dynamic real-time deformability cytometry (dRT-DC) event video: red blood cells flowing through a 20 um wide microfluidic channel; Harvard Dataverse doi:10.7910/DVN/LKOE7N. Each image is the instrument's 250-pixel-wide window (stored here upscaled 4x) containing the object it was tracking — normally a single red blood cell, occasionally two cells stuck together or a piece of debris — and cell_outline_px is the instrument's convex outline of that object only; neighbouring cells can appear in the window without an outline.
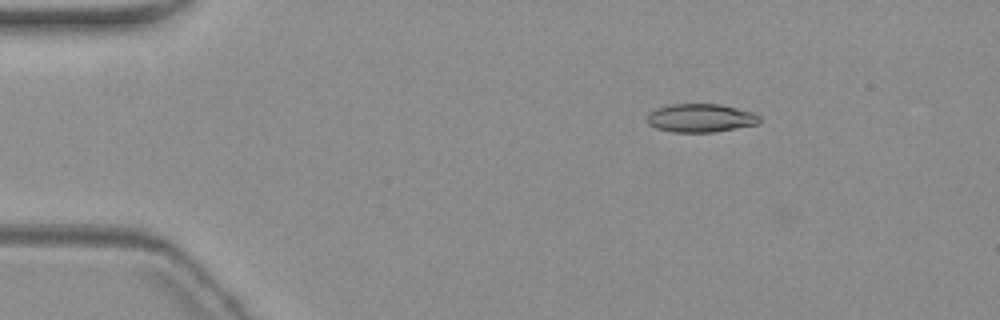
{"species": "common noctule bat (a hibernating species)", "species_latin": "Nyctalus noctula", "temperature_condition": "warm", "stored_images_in_passage": 9, "camera_frame_rate_fps": 3000, "um_per_image_px": 0.085, "animal": {"sex": "female", "body_mass_g": 19.3, "forearm_length_mm": 54.1}, "frame": {"image": 1, "passage_image": 2, "time_ms": 1.333, "image_size_px": [1000, 320], "cell_outline_px": [[760, 124], [712, 132], [672, 132], [656, 128], [648, 124], [648, 112], [656, 108], [668, 104], [720, 104], [756, 112], [760, 116]], "centroid_in_image_um": [59.57, 10.02], "position_along_channel_um": 25.4, "area_um2": 18.84}}
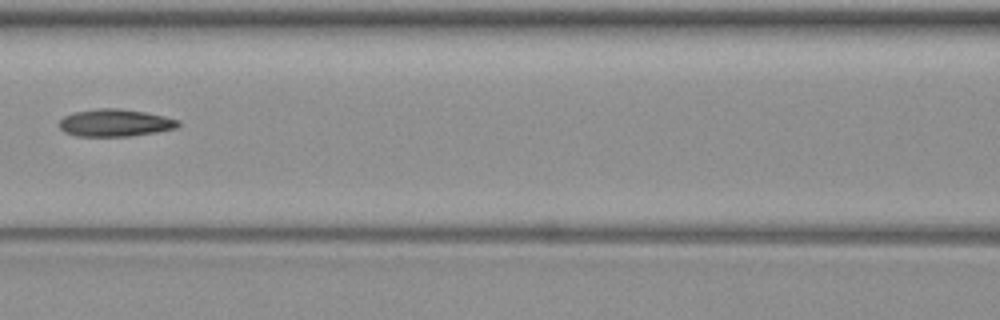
{"frame": {"image": 2, "passage_image": 6, "time_ms": 7.0, "image_size_px": [1000, 320], "cell_outline_px": [[180, 124], [176, 128], [156, 132], [132, 136], [76, 136], [64, 132], [60, 128], [60, 120], [64, 116], [76, 112], [100, 108], [120, 108], [144, 112], [164, 116], [180, 120]], "centroid_in_image_um": [9.8, 10.44], "position_along_channel_um": 156.8, "area_um2": 18.9}}
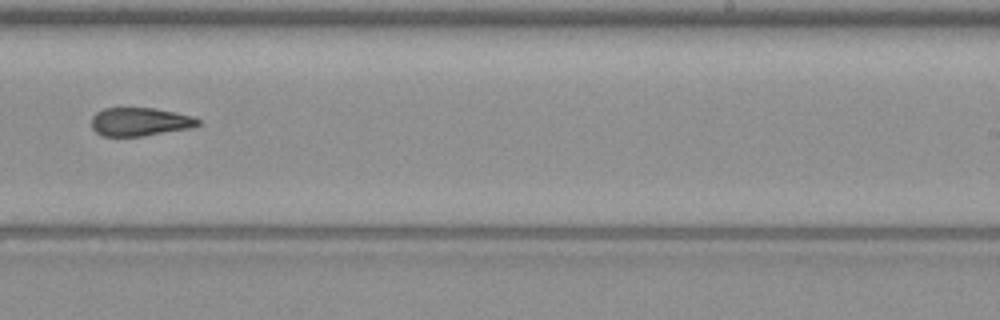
{"frame": {"image": 3, "passage_image": 9, "time_ms": 10.333, "image_size_px": [1000, 320], "cell_outline_px": [[200, 124], [192, 128], [140, 136], [104, 136], [96, 132], [92, 128], [92, 116], [96, 112], [104, 108], [156, 108], [192, 116], [200, 120]], "centroid_in_image_um": [11.89, 10.34], "position_along_channel_um": 277.1, "area_um2": 17.57}}